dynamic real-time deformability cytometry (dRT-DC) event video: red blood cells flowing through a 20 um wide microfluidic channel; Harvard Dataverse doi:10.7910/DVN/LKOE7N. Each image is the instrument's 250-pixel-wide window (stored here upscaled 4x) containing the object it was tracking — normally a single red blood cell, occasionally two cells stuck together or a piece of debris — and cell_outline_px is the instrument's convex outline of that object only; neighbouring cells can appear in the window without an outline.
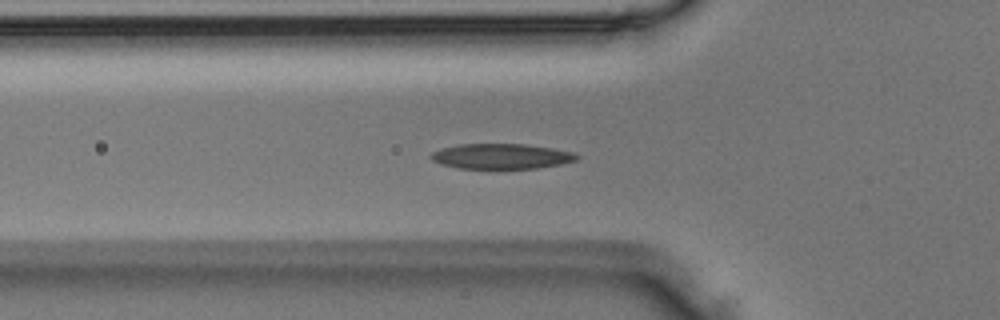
{"species": "Egyptian fruit bat (a non-hibernating species)", "species_latin": "Rousettus aegyptiacus", "temperature_condition": "room temperature", "stored_images_in_passage": 34, "camera_frame_rate_fps": 3000, "um_per_image_px": 0.085, "animal": {"sex": "male"}, "frame": {"image": 1, "passage_image": 2, "time_ms": 0.333, "image_size_px": [1000, 320], "cell_outline_px": [[580, 156], [576, 160], [560, 164], [536, 168], [460, 168], [440, 164], [432, 160], [428, 156], [432, 152], [440, 148], [460, 144], [524, 144], [552, 148], [572, 152]], "centroid_in_image_um": [42.57, 13.28], "position_along_channel_um": 83.2, "area_um2": 21.33}}
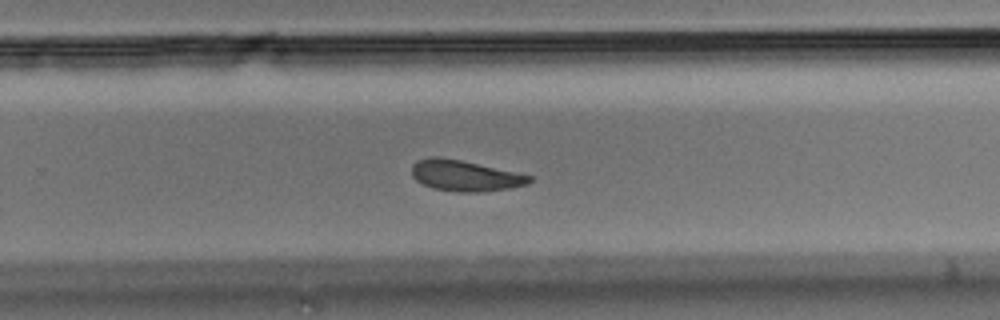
{"frame": {"image": 2, "passage_image": 17, "time_ms": 5.333, "image_size_px": [1000, 320], "cell_outline_px": [[532, 180], [528, 184], [508, 188], [476, 192], [460, 192], [432, 188], [416, 180], [412, 176], [412, 164], [416, 160], [428, 156], [440, 156], [460, 160], [532, 176]], "centroid_in_image_um": [39.46, 14.92], "position_along_channel_um": 290.3, "area_um2": 20.98}}
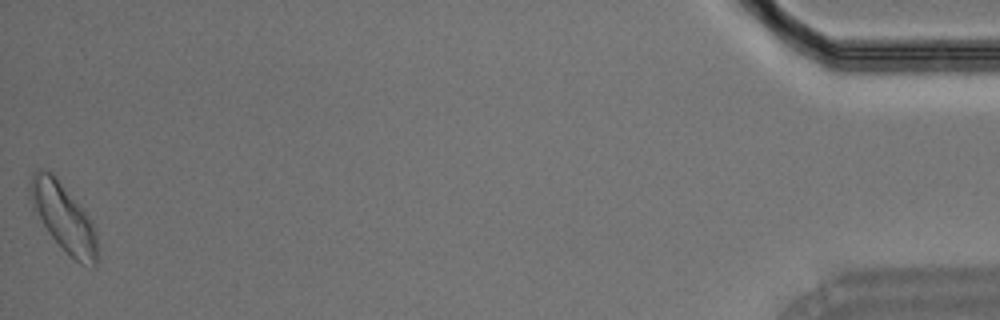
{"frame": {"image": 3, "passage_image": 34, "time_ms": 11.0, "image_size_px": [1000, 320], "cell_outline_px": [[96, 268], [80, 264], [48, 232], [32, 208], [28, 188], [28, 180], [32, 172], [40, 168], [44, 168], [52, 172], [56, 176], [84, 212], [92, 224], [96, 232]], "centroid_in_image_um": [5.33, 18.41], "position_along_channel_um": 429.9, "area_um2": 26.18}}